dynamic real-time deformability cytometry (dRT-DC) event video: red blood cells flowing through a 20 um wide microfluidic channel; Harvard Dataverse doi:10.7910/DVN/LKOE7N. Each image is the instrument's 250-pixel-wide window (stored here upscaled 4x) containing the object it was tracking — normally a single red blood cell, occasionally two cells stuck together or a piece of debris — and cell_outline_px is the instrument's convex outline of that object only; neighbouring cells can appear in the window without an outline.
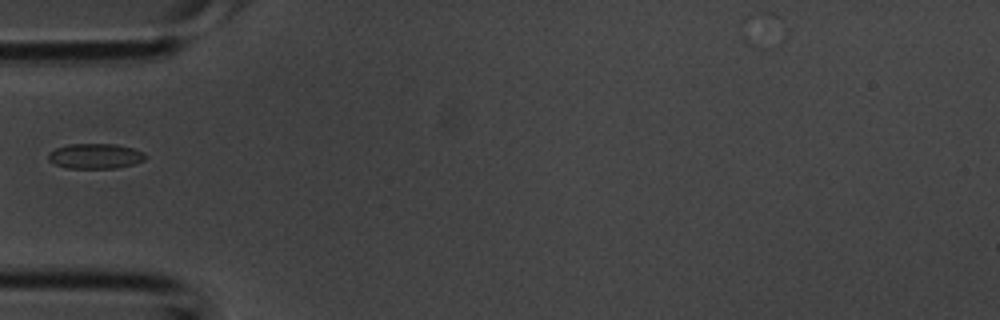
{"species": "common noctule bat (a hibernating species)", "species_latin": "Nyctalus noctula", "temperature_condition": "room temperature", "stored_images_in_passage": 1, "camera_frame_rate_fps": 3000, "um_per_image_px": 0.085, "animal": {"sex": "male", "body_mass_g": 20.1, "forearm_length_mm": 53.5}, "frame": {"image": 1, "passage_image": 1, "time_ms": 0.0, "image_size_px": [1000, 320], "cell_outline_px": [[148, 156], [144, 160], [132, 164], [116, 168], [68, 168], [56, 164], [48, 160], [48, 152], [56, 148], [68, 144], [116, 144], [132, 148], [144, 152]], "centroid_in_image_um": [8.1, 13.26], "position_along_channel_um": 76.9, "area_um2": 14.22}}